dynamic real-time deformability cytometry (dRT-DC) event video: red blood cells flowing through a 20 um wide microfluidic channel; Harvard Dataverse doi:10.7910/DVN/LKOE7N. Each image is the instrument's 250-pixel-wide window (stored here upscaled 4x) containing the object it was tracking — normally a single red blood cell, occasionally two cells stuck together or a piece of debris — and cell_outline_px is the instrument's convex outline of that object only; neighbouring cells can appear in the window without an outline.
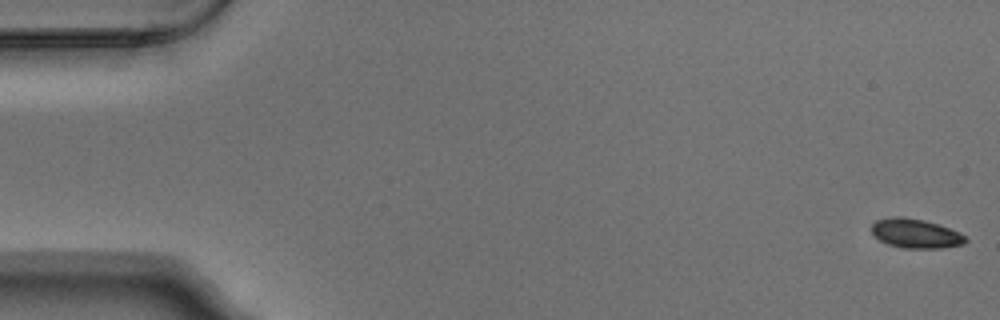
{"species": "Egyptian fruit bat (a non-hibernating species)", "species_latin": "Rousettus aegyptiacus", "temperature_condition": "warm", "stored_images_in_passage": 5, "camera_frame_rate_fps": 3000, "um_per_image_px": 0.085, "animal": {"sex": "male"}, "frame": {"image": 1, "passage_image": 1, "time_ms": 0.0, "image_size_px": [1000, 320], "cell_outline_px": [[968, 240], [964, 244], [940, 248], [904, 248], [888, 244], [880, 240], [872, 232], [872, 224], [876, 220], [896, 216], [924, 220], [960, 232]], "centroid_in_image_um": [77.84, 19.85], "position_along_channel_um": 7.2, "area_um2": 15.78}}
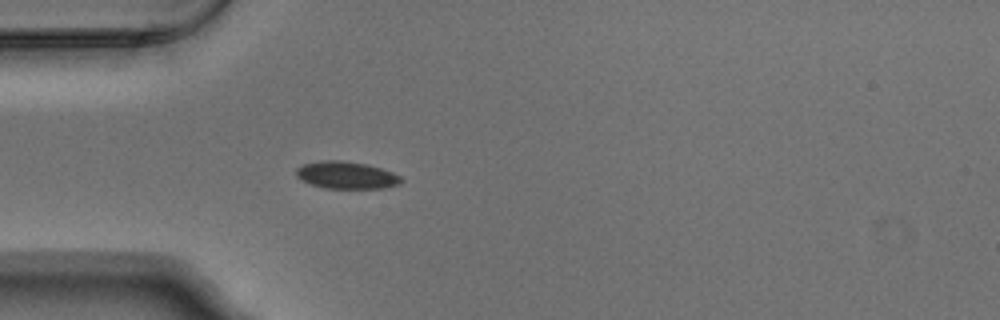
{"frame": {"image": 2, "passage_image": 5, "time_ms": 1.333, "image_size_px": [1000, 320], "cell_outline_px": [[404, 180], [400, 184], [384, 188], [324, 188], [312, 184], [296, 176], [296, 168], [304, 164], [320, 160], [344, 160], [368, 164], [392, 172], [400, 176]], "centroid_in_image_um": [29.47, 14.88], "position_along_channel_um": 55.5, "area_um2": 16.7}}